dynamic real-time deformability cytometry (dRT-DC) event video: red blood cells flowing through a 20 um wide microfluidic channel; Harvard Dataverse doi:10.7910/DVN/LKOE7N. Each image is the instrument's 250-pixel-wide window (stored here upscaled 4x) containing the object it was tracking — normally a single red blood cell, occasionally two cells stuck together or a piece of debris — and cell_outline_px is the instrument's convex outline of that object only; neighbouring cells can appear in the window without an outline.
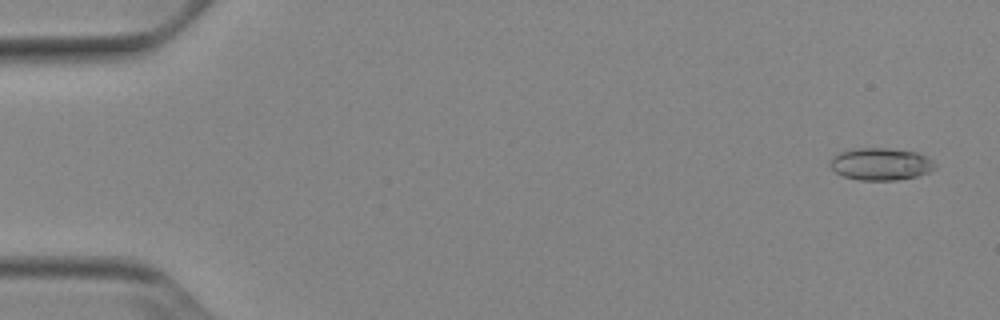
{"species": "Egyptian fruit bat (a non-hibernating species)", "species_latin": "Rousettus aegyptiacus", "temperature_condition": "cold", "stored_images_in_passage": 53, "camera_frame_rate_fps": 3000, "um_per_image_px": 0.085, "animal": {"sex": "female"}, "frame": {"image": 1, "passage_image": 3, "time_ms": 0.667, "image_size_px": [1000, 320], "cell_outline_px": [[936, 168], [928, 172], [916, 176], [896, 180], [860, 180], [844, 176], [836, 172], [828, 164], [832, 156], [840, 152], [852, 148], [888, 148], [916, 152], [932, 160], [936, 164]], "centroid_in_image_um": [74.84, 13.94], "position_along_channel_um": 10.2, "area_um2": 19.71}}
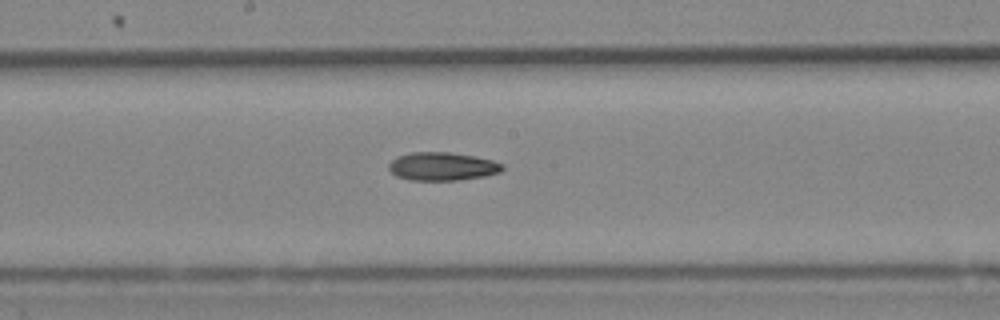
{"frame": {"image": 2, "passage_image": 29, "time_ms": 9.333, "image_size_px": [1000, 320], "cell_outline_px": [[504, 168], [500, 172], [484, 176], [460, 180], [408, 180], [396, 176], [388, 168], [388, 164], [392, 160], [400, 156], [412, 152], [448, 152], [472, 156], [492, 160], [504, 164]], "centroid_in_image_um": [37.6, 14.15], "position_along_channel_um": 210.6, "area_um2": 18.61}}
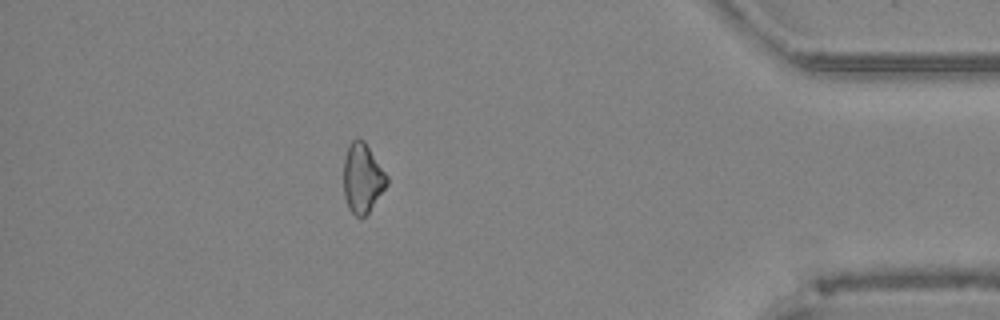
{"frame": {"image": 3, "passage_image": 47, "time_ms": 15.333, "image_size_px": [1000, 320], "cell_outline_px": [[388, 184], [368, 212], [364, 216], [356, 216], [348, 208], [344, 196], [344, 156], [348, 144], [356, 136], [364, 140], [388, 176]], "centroid_in_image_um": [30.8, 15.09], "position_along_channel_um": 404.4, "area_um2": 17.57}, "authors_computed_cell_mechanics": {"area_um2": 18.6694, "velocity_mm_per_s": 3.9051, "shape_relaxation_time_tau1_ms": 8.3825, "shape_relaxation_time_tau2_ms": null, "deformation_change_tau1": 0.163, "deformation_change_tau2": null}}